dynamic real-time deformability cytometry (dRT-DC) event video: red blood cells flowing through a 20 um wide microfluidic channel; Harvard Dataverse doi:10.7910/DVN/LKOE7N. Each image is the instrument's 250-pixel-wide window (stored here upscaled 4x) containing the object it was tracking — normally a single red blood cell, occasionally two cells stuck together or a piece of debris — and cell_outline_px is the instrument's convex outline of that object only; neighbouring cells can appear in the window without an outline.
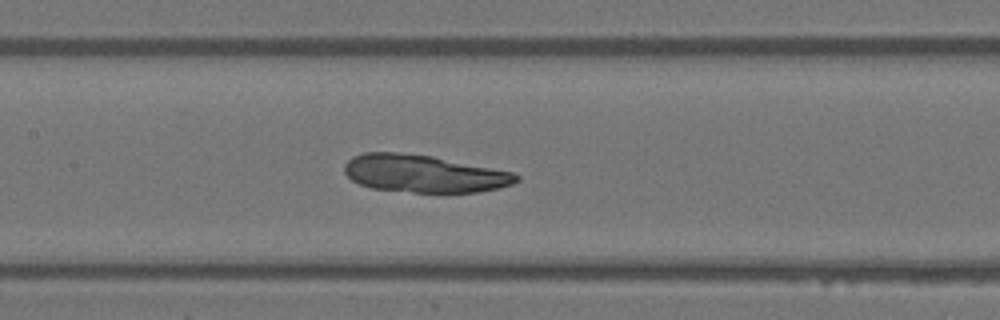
{"species": "Egyptian fruit bat (a non-hibernating species)", "species_latin": "Rousettus aegyptiacus", "temperature_condition": "warm", "stored_images_in_passage": 48, "camera_frame_rate_fps": 3000, "um_per_image_px": 0.085, "animal": {"sex": "female"}, "frame": {"image": 1, "passage_image": 23, "time_ms": 7.333, "image_size_px": [1000, 320], "cell_outline_px": [[520, 180], [512, 184], [496, 188], [476, 192], [412, 192], [372, 188], [360, 184], [352, 180], [344, 172], [344, 164], [352, 156], [364, 152], [400, 152], [432, 156], [512, 172], [520, 176]], "centroid_in_image_um": [35.99, 14.75], "position_along_channel_um": 171.4, "area_um2": 37.4}}